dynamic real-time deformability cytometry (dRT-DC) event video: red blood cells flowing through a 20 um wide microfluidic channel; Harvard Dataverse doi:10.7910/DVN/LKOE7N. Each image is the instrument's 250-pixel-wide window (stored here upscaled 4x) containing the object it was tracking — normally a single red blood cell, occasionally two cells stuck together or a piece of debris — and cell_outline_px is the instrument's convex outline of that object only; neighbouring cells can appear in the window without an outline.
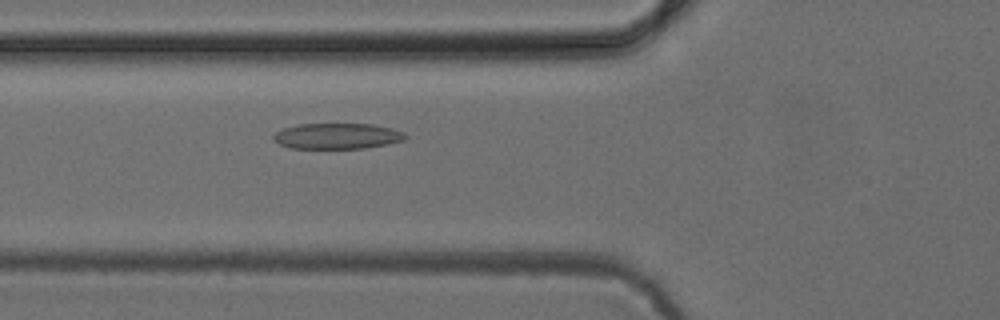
{"species": "common noctule bat (a hibernating species)", "species_latin": "Nyctalus noctula", "temperature_condition": "cold", "stored_images_in_passage": 53, "segment_of_instrument_passage": [1, 2], "camera_frame_rate_fps": 3000, "um_per_image_px": 0.085, "animal": {"sex": "female", "body_mass_g": 24.6, "forearm_length_mm": 56.2}, "frame": {"image": 1, "passage_image": 19, "time_ms": 6.0, "image_size_px": [1000, 320], "cell_outline_px": [[408, 136], [404, 140], [388, 144], [364, 148], [292, 148], [280, 144], [272, 136], [276, 132], [284, 128], [296, 124], [372, 124], [392, 128], [404, 132]], "centroid_in_image_um": [28.7, 11.56], "position_along_channel_um": 97.1, "area_um2": 19.71}}
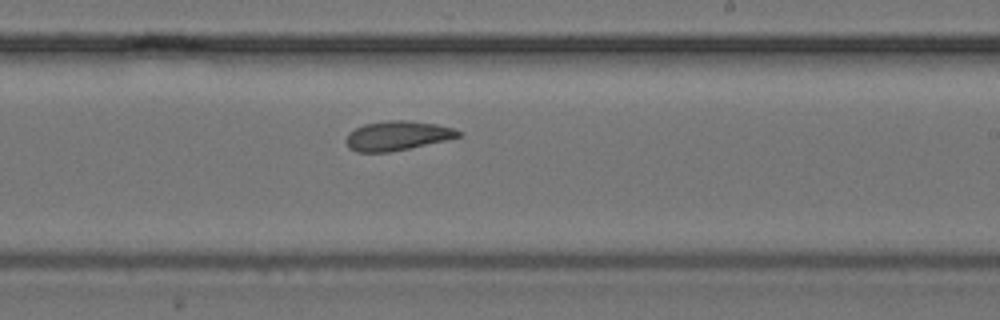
{"frame": {"image": 2, "passage_image": 31, "time_ms": 10.0, "image_size_px": [1000, 320], "cell_outline_px": [[464, 132], [460, 136], [444, 140], [408, 148], [388, 152], [356, 152], [348, 148], [344, 140], [348, 132], [364, 124], [384, 120], [408, 120], [436, 124], [452, 128]], "centroid_in_image_um": [33.71, 11.52], "position_along_channel_um": 255.3, "area_um2": 19.25}}
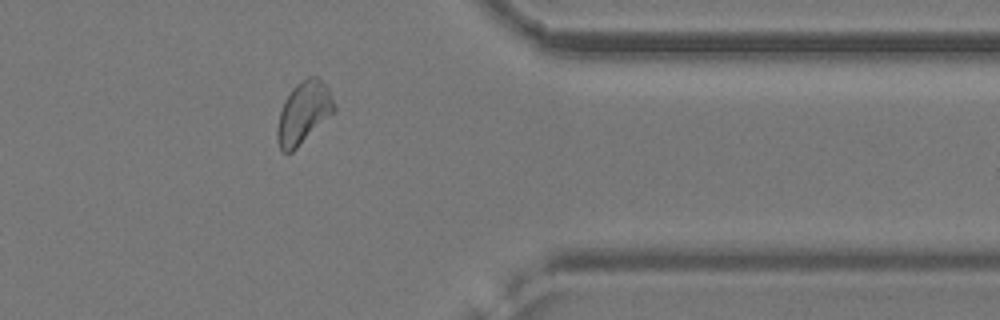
{"frame": {"image": 3, "passage_image": 42, "time_ms": 13.667, "image_size_px": [1000, 320], "cell_outline_px": [[336, 112], [292, 152], [284, 152], [280, 148], [276, 140], [276, 128], [280, 112], [284, 100], [292, 88], [296, 84], [308, 76], [316, 76], [328, 88], [336, 104]], "centroid_in_image_um": [25.81, 9.58], "position_along_channel_um": 385.6, "area_um2": 20.81}}